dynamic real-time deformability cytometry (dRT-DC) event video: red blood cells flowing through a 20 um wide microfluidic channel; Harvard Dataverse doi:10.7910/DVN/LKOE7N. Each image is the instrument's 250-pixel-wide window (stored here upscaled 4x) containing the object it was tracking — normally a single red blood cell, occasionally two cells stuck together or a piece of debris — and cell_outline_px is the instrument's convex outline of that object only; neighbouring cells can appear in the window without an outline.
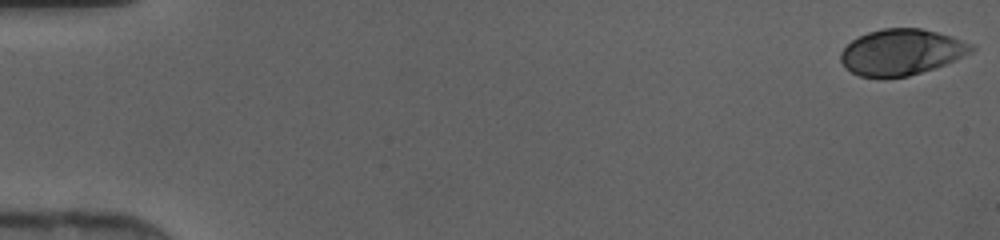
{"species": "human", "species_latin": "Homo sapiens", "temperature_condition": "cold", "stored_images_in_passage": 46, "camera_frame_rate_fps": 3000, "um_per_image_px": 0.085, "donor": {"sex": "female"}, "frame": {"image": 1, "passage_image": 1, "time_ms": 0.0, "image_size_px": [1000, 240], "cell_outline_px": [[976, 48], [972, 52], [964, 56], [944, 64], [908, 76], [884, 80], [860, 76], [852, 72], [840, 60], [840, 52], [852, 40], [868, 32], [884, 28], [920, 28], [952, 36], [972, 44]], "centroid_in_image_um": [76.61, 4.45], "position_along_channel_um": 8.4, "area_um2": 35.08}}
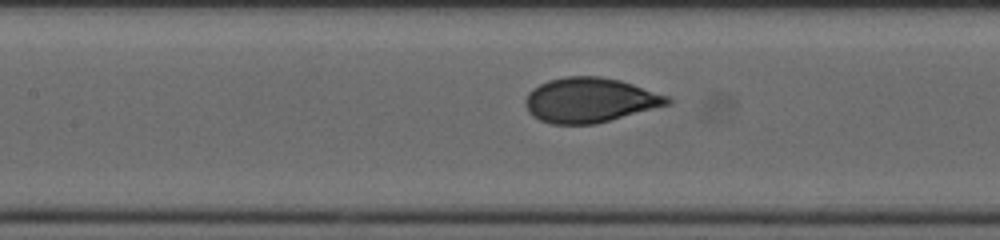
{"frame": {"image": 2, "passage_image": 22, "time_ms": 7.0, "image_size_px": [1000, 240], "cell_outline_px": [[672, 104], [596, 124], [552, 124], [540, 120], [532, 116], [528, 112], [524, 104], [524, 100], [528, 92], [532, 88], [548, 80], [564, 76], [600, 76], [620, 80], [668, 96], [672, 100]], "centroid_in_image_um": [50.12, 8.51], "position_along_channel_um": 157.3, "area_um2": 37.34}}
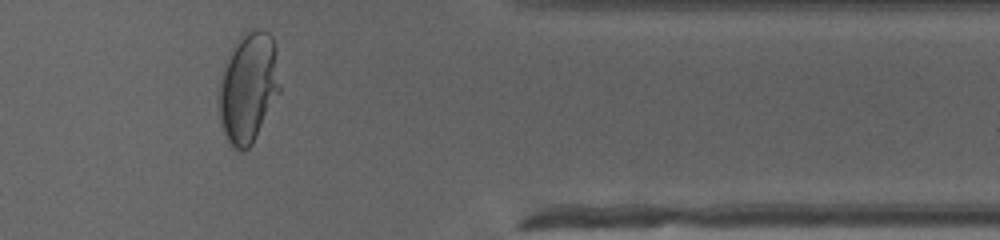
{"frame": {"image": 3, "passage_image": 39, "time_ms": 12.667, "image_size_px": [1000, 240], "cell_outline_px": [[280, 92], [252, 144], [244, 152], [240, 152], [232, 148], [224, 132], [220, 120], [216, 100], [216, 96], [220, 76], [228, 52], [236, 40], [244, 32], [256, 28], [260, 28], [268, 32], [272, 36], [276, 44], [280, 88]], "centroid_in_image_um": [21.08, 7.41], "position_along_channel_um": 390.3, "area_um2": 40.29}}